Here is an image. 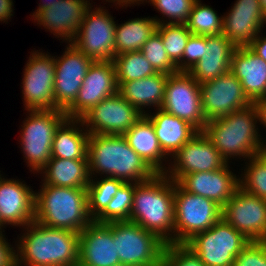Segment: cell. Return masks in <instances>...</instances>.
<instances>
[{
    "label": "cell",
    "mask_w": 266,
    "mask_h": 266,
    "mask_svg": "<svg viewBox=\"0 0 266 266\" xmlns=\"http://www.w3.org/2000/svg\"><path fill=\"white\" fill-rule=\"evenodd\" d=\"M87 158L90 178L99 174L125 183H141L157 174L123 135L89 134Z\"/></svg>",
    "instance_id": "6da1fadb"
},
{
    "label": "cell",
    "mask_w": 266,
    "mask_h": 266,
    "mask_svg": "<svg viewBox=\"0 0 266 266\" xmlns=\"http://www.w3.org/2000/svg\"><path fill=\"white\" fill-rule=\"evenodd\" d=\"M23 231L15 245V266H77L79 233L36 221Z\"/></svg>",
    "instance_id": "7a4b0ae2"
},
{
    "label": "cell",
    "mask_w": 266,
    "mask_h": 266,
    "mask_svg": "<svg viewBox=\"0 0 266 266\" xmlns=\"http://www.w3.org/2000/svg\"><path fill=\"white\" fill-rule=\"evenodd\" d=\"M174 183L164 173L135 183L129 220L156 234L166 244L174 243Z\"/></svg>",
    "instance_id": "3957f363"
},
{
    "label": "cell",
    "mask_w": 266,
    "mask_h": 266,
    "mask_svg": "<svg viewBox=\"0 0 266 266\" xmlns=\"http://www.w3.org/2000/svg\"><path fill=\"white\" fill-rule=\"evenodd\" d=\"M257 123L259 113L253 103L227 116L207 121L203 132L229 163L231 157L247 160L264 152L266 140H262Z\"/></svg>",
    "instance_id": "277c9868"
},
{
    "label": "cell",
    "mask_w": 266,
    "mask_h": 266,
    "mask_svg": "<svg viewBox=\"0 0 266 266\" xmlns=\"http://www.w3.org/2000/svg\"><path fill=\"white\" fill-rule=\"evenodd\" d=\"M35 192L34 221L51 228L80 233L93 219L88 212L86 188L41 184Z\"/></svg>",
    "instance_id": "5b68a950"
},
{
    "label": "cell",
    "mask_w": 266,
    "mask_h": 266,
    "mask_svg": "<svg viewBox=\"0 0 266 266\" xmlns=\"http://www.w3.org/2000/svg\"><path fill=\"white\" fill-rule=\"evenodd\" d=\"M27 114L20 131L21 151L30 171L40 173L51 159L55 131L67 116L60 109L27 110Z\"/></svg>",
    "instance_id": "8992f818"
},
{
    "label": "cell",
    "mask_w": 266,
    "mask_h": 266,
    "mask_svg": "<svg viewBox=\"0 0 266 266\" xmlns=\"http://www.w3.org/2000/svg\"><path fill=\"white\" fill-rule=\"evenodd\" d=\"M221 218L222 207L215 201L192 194L174 183V244H185Z\"/></svg>",
    "instance_id": "52a82bcc"
},
{
    "label": "cell",
    "mask_w": 266,
    "mask_h": 266,
    "mask_svg": "<svg viewBox=\"0 0 266 266\" xmlns=\"http://www.w3.org/2000/svg\"><path fill=\"white\" fill-rule=\"evenodd\" d=\"M111 231L120 264L162 266L166 243L156 234L131 221L111 222Z\"/></svg>",
    "instance_id": "ba28073f"
},
{
    "label": "cell",
    "mask_w": 266,
    "mask_h": 266,
    "mask_svg": "<svg viewBox=\"0 0 266 266\" xmlns=\"http://www.w3.org/2000/svg\"><path fill=\"white\" fill-rule=\"evenodd\" d=\"M250 242L221 218L208 230L195 234L185 245L205 266H233L235 258Z\"/></svg>",
    "instance_id": "9c48e42d"
},
{
    "label": "cell",
    "mask_w": 266,
    "mask_h": 266,
    "mask_svg": "<svg viewBox=\"0 0 266 266\" xmlns=\"http://www.w3.org/2000/svg\"><path fill=\"white\" fill-rule=\"evenodd\" d=\"M87 9L72 44L93 61L114 59L116 21L104 7Z\"/></svg>",
    "instance_id": "30bf717a"
},
{
    "label": "cell",
    "mask_w": 266,
    "mask_h": 266,
    "mask_svg": "<svg viewBox=\"0 0 266 266\" xmlns=\"http://www.w3.org/2000/svg\"><path fill=\"white\" fill-rule=\"evenodd\" d=\"M24 67L21 88L25 110H55V57L35 50Z\"/></svg>",
    "instance_id": "8fae6325"
},
{
    "label": "cell",
    "mask_w": 266,
    "mask_h": 266,
    "mask_svg": "<svg viewBox=\"0 0 266 266\" xmlns=\"http://www.w3.org/2000/svg\"><path fill=\"white\" fill-rule=\"evenodd\" d=\"M160 109L186 120L198 131H203L207 123L202 111L200 84L188 72L168 75Z\"/></svg>",
    "instance_id": "7c38bea8"
},
{
    "label": "cell",
    "mask_w": 266,
    "mask_h": 266,
    "mask_svg": "<svg viewBox=\"0 0 266 266\" xmlns=\"http://www.w3.org/2000/svg\"><path fill=\"white\" fill-rule=\"evenodd\" d=\"M169 161L171 166L167 164L164 174L174 182H178L184 175L218 170L227 164L203 131L185 143Z\"/></svg>",
    "instance_id": "4fadbf2b"
},
{
    "label": "cell",
    "mask_w": 266,
    "mask_h": 266,
    "mask_svg": "<svg viewBox=\"0 0 266 266\" xmlns=\"http://www.w3.org/2000/svg\"><path fill=\"white\" fill-rule=\"evenodd\" d=\"M222 219L250 241L266 238V199L239 187L222 207Z\"/></svg>",
    "instance_id": "5bb4252c"
},
{
    "label": "cell",
    "mask_w": 266,
    "mask_h": 266,
    "mask_svg": "<svg viewBox=\"0 0 266 266\" xmlns=\"http://www.w3.org/2000/svg\"><path fill=\"white\" fill-rule=\"evenodd\" d=\"M200 90L206 121L227 116L253 104L245 94L241 82L231 71L202 83Z\"/></svg>",
    "instance_id": "9a60e30c"
},
{
    "label": "cell",
    "mask_w": 266,
    "mask_h": 266,
    "mask_svg": "<svg viewBox=\"0 0 266 266\" xmlns=\"http://www.w3.org/2000/svg\"><path fill=\"white\" fill-rule=\"evenodd\" d=\"M143 116L119 93L103 99L81 119L89 134L124 135Z\"/></svg>",
    "instance_id": "2e32d148"
},
{
    "label": "cell",
    "mask_w": 266,
    "mask_h": 266,
    "mask_svg": "<svg viewBox=\"0 0 266 266\" xmlns=\"http://www.w3.org/2000/svg\"><path fill=\"white\" fill-rule=\"evenodd\" d=\"M55 58L54 98L56 109L66 111L76 100L93 60L72 43Z\"/></svg>",
    "instance_id": "e0dca14e"
},
{
    "label": "cell",
    "mask_w": 266,
    "mask_h": 266,
    "mask_svg": "<svg viewBox=\"0 0 266 266\" xmlns=\"http://www.w3.org/2000/svg\"><path fill=\"white\" fill-rule=\"evenodd\" d=\"M118 93L113 61H93L75 102L65 111L67 118L81 119L103 99Z\"/></svg>",
    "instance_id": "ac0fdd59"
},
{
    "label": "cell",
    "mask_w": 266,
    "mask_h": 266,
    "mask_svg": "<svg viewBox=\"0 0 266 266\" xmlns=\"http://www.w3.org/2000/svg\"><path fill=\"white\" fill-rule=\"evenodd\" d=\"M3 177V178H2ZM35 216V192L19 179H5L0 174V230L8 225L31 224Z\"/></svg>",
    "instance_id": "d6986e66"
},
{
    "label": "cell",
    "mask_w": 266,
    "mask_h": 266,
    "mask_svg": "<svg viewBox=\"0 0 266 266\" xmlns=\"http://www.w3.org/2000/svg\"><path fill=\"white\" fill-rule=\"evenodd\" d=\"M223 16L222 33L236 46H248L266 25L260 0H236Z\"/></svg>",
    "instance_id": "ffe728a7"
},
{
    "label": "cell",
    "mask_w": 266,
    "mask_h": 266,
    "mask_svg": "<svg viewBox=\"0 0 266 266\" xmlns=\"http://www.w3.org/2000/svg\"><path fill=\"white\" fill-rule=\"evenodd\" d=\"M110 223L92 221L79 233L77 266H118Z\"/></svg>",
    "instance_id": "44dd1931"
},
{
    "label": "cell",
    "mask_w": 266,
    "mask_h": 266,
    "mask_svg": "<svg viewBox=\"0 0 266 266\" xmlns=\"http://www.w3.org/2000/svg\"><path fill=\"white\" fill-rule=\"evenodd\" d=\"M91 4L90 0H60L38 12L33 19L56 38L72 43Z\"/></svg>",
    "instance_id": "7402d4cb"
},
{
    "label": "cell",
    "mask_w": 266,
    "mask_h": 266,
    "mask_svg": "<svg viewBox=\"0 0 266 266\" xmlns=\"http://www.w3.org/2000/svg\"><path fill=\"white\" fill-rule=\"evenodd\" d=\"M224 167L206 172H194L184 175L177 183L186 191L215 201L223 207L240 187L238 177L229 168Z\"/></svg>",
    "instance_id": "603a6c76"
},
{
    "label": "cell",
    "mask_w": 266,
    "mask_h": 266,
    "mask_svg": "<svg viewBox=\"0 0 266 266\" xmlns=\"http://www.w3.org/2000/svg\"><path fill=\"white\" fill-rule=\"evenodd\" d=\"M236 48L223 33L206 36L203 57L188 73L200 85L220 77L230 71L231 58Z\"/></svg>",
    "instance_id": "cb8c5ba5"
},
{
    "label": "cell",
    "mask_w": 266,
    "mask_h": 266,
    "mask_svg": "<svg viewBox=\"0 0 266 266\" xmlns=\"http://www.w3.org/2000/svg\"><path fill=\"white\" fill-rule=\"evenodd\" d=\"M230 71L253 103L266 97V62L248 46L237 47L233 52Z\"/></svg>",
    "instance_id": "d4e9b609"
},
{
    "label": "cell",
    "mask_w": 266,
    "mask_h": 266,
    "mask_svg": "<svg viewBox=\"0 0 266 266\" xmlns=\"http://www.w3.org/2000/svg\"><path fill=\"white\" fill-rule=\"evenodd\" d=\"M146 113L152 122L156 137L162 151L171 158L185 143L189 142L199 131L186 120L171 115L162 109Z\"/></svg>",
    "instance_id": "484cf974"
},
{
    "label": "cell",
    "mask_w": 266,
    "mask_h": 266,
    "mask_svg": "<svg viewBox=\"0 0 266 266\" xmlns=\"http://www.w3.org/2000/svg\"><path fill=\"white\" fill-rule=\"evenodd\" d=\"M167 78V74L157 72L142 79L117 82L118 93L145 115L147 112L144 108L147 106H153L154 109L162 107Z\"/></svg>",
    "instance_id": "4316f807"
},
{
    "label": "cell",
    "mask_w": 266,
    "mask_h": 266,
    "mask_svg": "<svg viewBox=\"0 0 266 266\" xmlns=\"http://www.w3.org/2000/svg\"><path fill=\"white\" fill-rule=\"evenodd\" d=\"M129 146L142 158L156 173H165L168 156L162 151L152 122L143 115L123 135ZM165 162V164L163 163Z\"/></svg>",
    "instance_id": "83f0119b"
},
{
    "label": "cell",
    "mask_w": 266,
    "mask_h": 266,
    "mask_svg": "<svg viewBox=\"0 0 266 266\" xmlns=\"http://www.w3.org/2000/svg\"><path fill=\"white\" fill-rule=\"evenodd\" d=\"M84 128L82 119L66 118L55 131L51 158L88 160L89 132Z\"/></svg>",
    "instance_id": "f1b7e54d"
},
{
    "label": "cell",
    "mask_w": 266,
    "mask_h": 266,
    "mask_svg": "<svg viewBox=\"0 0 266 266\" xmlns=\"http://www.w3.org/2000/svg\"><path fill=\"white\" fill-rule=\"evenodd\" d=\"M39 174L40 183L52 186L87 188L90 182L88 160L51 158Z\"/></svg>",
    "instance_id": "f546056e"
},
{
    "label": "cell",
    "mask_w": 266,
    "mask_h": 266,
    "mask_svg": "<svg viewBox=\"0 0 266 266\" xmlns=\"http://www.w3.org/2000/svg\"><path fill=\"white\" fill-rule=\"evenodd\" d=\"M157 26L156 20L152 17L134 18L120 25L116 24L114 57L125 52L140 51L156 32Z\"/></svg>",
    "instance_id": "4dcf8cb0"
},
{
    "label": "cell",
    "mask_w": 266,
    "mask_h": 266,
    "mask_svg": "<svg viewBox=\"0 0 266 266\" xmlns=\"http://www.w3.org/2000/svg\"><path fill=\"white\" fill-rule=\"evenodd\" d=\"M112 61L117 82L134 81L157 73L141 51L118 54Z\"/></svg>",
    "instance_id": "1f68e13d"
},
{
    "label": "cell",
    "mask_w": 266,
    "mask_h": 266,
    "mask_svg": "<svg viewBox=\"0 0 266 266\" xmlns=\"http://www.w3.org/2000/svg\"><path fill=\"white\" fill-rule=\"evenodd\" d=\"M96 179V180H95ZM90 178L87 190L88 212L94 220L113 199L119 188L125 183L113 177Z\"/></svg>",
    "instance_id": "d6a6232c"
},
{
    "label": "cell",
    "mask_w": 266,
    "mask_h": 266,
    "mask_svg": "<svg viewBox=\"0 0 266 266\" xmlns=\"http://www.w3.org/2000/svg\"><path fill=\"white\" fill-rule=\"evenodd\" d=\"M186 26L194 35L211 36L222 34L223 16L209 5L196 0L189 14Z\"/></svg>",
    "instance_id": "836d02e7"
},
{
    "label": "cell",
    "mask_w": 266,
    "mask_h": 266,
    "mask_svg": "<svg viewBox=\"0 0 266 266\" xmlns=\"http://www.w3.org/2000/svg\"><path fill=\"white\" fill-rule=\"evenodd\" d=\"M244 172L240 175V187L252 195L266 199V152L254 155L247 160ZM242 178V179H241Z\"/></svg>",
    "instance_id": "e575fe53"
},
{
    "label": "cell",
    "mask_w": 266,
    "mask_h": 266,
    "mask_svg": "<svg viewBox=\"0 0 266 266\" xmlns=\"http://www.w3.org/2000/svg\"><path fill=\"white\" fill-rule=\"evenodd\" d=\"M134 191L135 183H124L107 207L93 221L98 223L129 221Z\"/></svg>",
    "instance_id": "d590c367"
},
{
    "label": "cell",
    "mask_w": 266,
    "mask_h": 266,
    "mask_svg": "<svg viewBox=\"0 0 266 266\" xmlns=\"http://www.w3.org/2000/svg\"><path fill=\"white\" fill-rule=\"evenodd\" d=\"M156 31L162 38L169 58L177 66L182 61L186 43L192 33L186 24H159Z\"/></svg>",
    "instance_id": "8d00e7d4"
},
{
    "label": "cell",
    "mask_w": 266,
    "mask_h": 266,
    "mask_svg": "<svg viewBox=\"0 0 266 266\" xmlns=\"http://www.w3.org/2000/svg\"><path fill=\"white\" fill-rule=\"evenodd\" d=\"M140 51L156 72L167 75L178 72L177 66L169 58L157 31L146 41Z\"/></svg>",
    "instance_id": "74e56055"
},
{
    "label": "cell",
    "mask_w": 266,
    "mask_h": 266,
    "mask_svg": "<svg viewBox=\"0 0 266 266\" xmlns=\"http://www.w3.org/2000/svg\"><path fill=\"white\" fill-rule=\"evenodd\" d=\"M196 0H146L160 12L166 20L153 17L157 24H186ZM168 19V20H167Z\"/></svg>",
    "instance_id": "f35d334b"
},
{
    "label": "cell",
    "mask_w": 266,
    "mask_h": 266,
    "mask_svg": "<svg viewBox=\"0 0 266 266\" xmlns=\"http://www.w3.org/2000/svg\"><path fill=\"white\" fill-rule=\"evenodd\" d=\"M162 266H205L185 244H166Z\"/></svg>",
    "instance_id": "ab89813d"
},
{
    "label": "cell",
    "mask_w": 266,
    "mask_h": 266,
    "mask_svg": "<svg viewBox=\"0 0 266 266\" xmlns=\"http://www.w3.org/2000/svg\"><path fill=\"white\" fill-rule=\"evenodd\" d=\"M205 44L206 36L190 35L183 52L182 61L177 65L178 72H188L202 59Z\"/></svg>",
    "instance_id": "60d3db41"
},
{
    "label": "cell",
    "mask_w": 266,
    "mask_h": 266,
    "mask_svg": "<svg viewBox=\"0 0 266 266\" xmlns=\"http://www.w3.org/2000/svg\"><path fill=\"white\" fill-rule=\"evenodd\" d=\"M233 266H266V243L251 241L235 258Z\"/></svg>",
    "instance_id": "b9f144b4"
},
{
    "label": "cell",
    "mask_w": 266,
    "mask_h": 266,
    "mask_svg": "<svg viewBox=\"0 0 266 266\" xmlns=\"http://www.w3.org/2000/svg\"><path fill=\"white\" fill-rule=\"evenodd\" d=\"M4 230H0V266H15V248L6 241Z\"/></svg>",
    "instance_id": "7bdbcfd3"
},
{
    "label": "cell",
    "mask_w": 266,
    "mask_h": 266,
    "mask_svg": "<svg viewBox=\"0 0 266 266\" xmlns=\"http://www.w3.org/2000/svg\"><path fill=\"white\" fill-rule=\"evenodd\" d=\"M248 47L266 62V36L258 34Z\"/></svg>",
    "instance_id": "ee69618b"
},
{
    "label": "cell",
    "mask_w": 266,
    "mask_h": 266,
    "mask_svg": "<svg viewBox=\"0 0 266 266\" xmlns=\"http://www.w3.org/2000/svg\"><path fill=\"white\" fill-rule=\"evenodd\" d=\"M13 0H0V21L7 22L13 16Z\"/></svg>",
    "instance_id": "f6af8a7d"
},
{
    "label": "cell",
    "mask_w": 266,
    "mask_h": 266,
    "mask_svg": "<svg viewBox=\"0 0 266 266\" xmlns=\"http://www.w3.org/2000/svg\"><path fill=\"white\" fill-rule=\"evenodd\" d=\"M254 104L258 108L259 124L266 127V97L257 100Z\"/></svg>",
    "instance_id": "bcb514c9"
},
{
    "label": "cell",
    "mask_w": 266,
    "mask_h": 266,
    "mask_svg": "<svg viewBox=\"0 0 266 266\" xmlns=\"http://www.w3.org/2000/svg\"><path fill=\"white\" fill-rule=\"evenodd\" d=\"M144 1H146V0H106L105 2H111V3H114V6H116L117 7V4H118V7H123L124 8V6H132L133 4L134 5H140V4H142ZM116 4V5H115Z\"/></svg>",
    "instance_id": "7dc6e473"
},
{
    "label": "cell",
    "mask_w": 266,
    "mask_h": 266,
    "mask_svg": "<svg viewBox=\"0 0 266 266\" xmlns=\"http://www.w3.org/2000/svg\"><path fill=\"white\" fill-rule=\"evenodd\" d=\"M41 1H42V3L41 4L40 3L38 4L39 5L38 6V9H36L35 12H33V14L31 15V18H33L41 10L50 7L51 5L57 3L60 0H50V1L48 0L46 2H44L43 0H41Z\"/></svg>",
    "instance_id": "c3c4849f"
},
{
    "label": "cell",
    "mask_w": 266,
    "mask_h": 266,
    "mask_svg": "<svg viewBox=\"0 0 266 266\" xmlns=\"http://www.w3.org/2000/svg\"><path fill=\"white\" fill-rule=\"evenodd\" d=\"M260 5H261L263 12L266 15V0H260Z\"/></svg>",
    "instance_id": "681fc988"
}]
</instances>
